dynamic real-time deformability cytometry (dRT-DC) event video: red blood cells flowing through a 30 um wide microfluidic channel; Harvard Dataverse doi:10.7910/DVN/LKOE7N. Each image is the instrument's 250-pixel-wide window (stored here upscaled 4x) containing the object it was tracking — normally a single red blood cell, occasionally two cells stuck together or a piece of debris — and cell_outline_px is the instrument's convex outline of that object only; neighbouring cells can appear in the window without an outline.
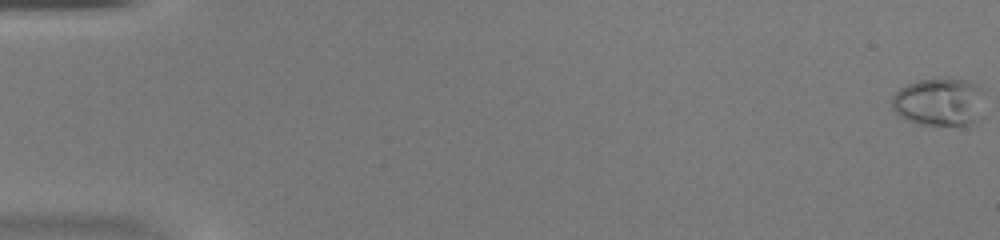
{"species": "common noctule bat (a hibernating species)", "species_latin": "Nyctalus noctula", "temperature_condition": "warm", "stored_images_in_passage": 13, "camera_frame_rate_fps": 3000, "um_per_image_px": 0.085, "animal": {"sex": "female", "body_mass_g": 20.0, "forearm_length_mm": 54.0}, "frame": {"image": 1, "passage_image": 1, "time_ms": 0.0, "image_size_px": [1000, 240], "cell_outline_px": [[984, 116], [972, 124], [920, 124], [908, 120], [900, 116], [892, 108], [892, 96], [900, 88], [916, 80], [968, 80], [980, 84], [984, 88]], "centroid_in_image_um": [79.93, 8.67], "position_along_channel_um": 5.1, "area_um2": 26.18}}